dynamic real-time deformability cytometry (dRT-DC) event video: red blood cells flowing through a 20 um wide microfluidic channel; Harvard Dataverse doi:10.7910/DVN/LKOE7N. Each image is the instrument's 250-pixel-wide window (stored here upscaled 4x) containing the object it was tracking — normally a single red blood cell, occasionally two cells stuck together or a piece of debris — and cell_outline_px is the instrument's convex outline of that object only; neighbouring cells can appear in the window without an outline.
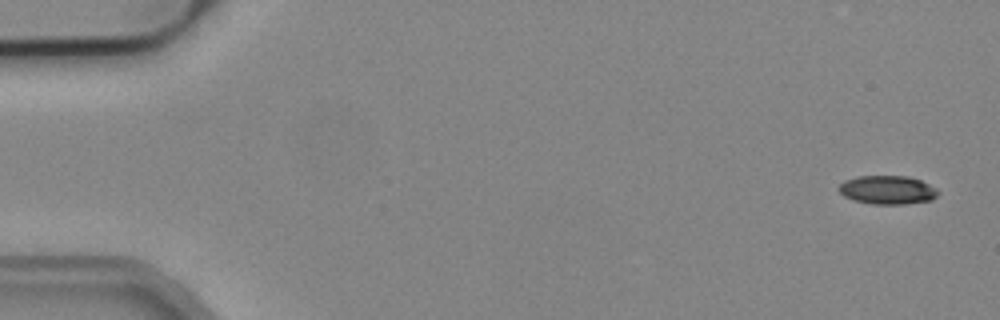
{"species": "common noctule bat (a hibernating species)", "species_latin": "Nyctalus noctula", "temperature_condition": "cold", "stored_images_in_passage": 4, "camera_frame_rate_fps": 3000, "um_per_image_px": 0.085, "animal": {"sex": "male", "body_mass_g": 19.2, "forearm_length_mm": 51.8}, "frame": {"image": 1, "passage_image": 1, "time_ms": 0.0, "image_size_px": [1000, 320], "cell_outline_px": [[940, 192], [932, 200], [904, 204], [872, 204], [852, 200], [844, 196], [840, 192], [840, 184], [844, 180], [856, 176], [908, 176], [920, 180], [936, 188]], "centroid_in_image_um": [75.44, 16.14], "position_along_channel_um": 9.6, "area_um2": 16.59}}